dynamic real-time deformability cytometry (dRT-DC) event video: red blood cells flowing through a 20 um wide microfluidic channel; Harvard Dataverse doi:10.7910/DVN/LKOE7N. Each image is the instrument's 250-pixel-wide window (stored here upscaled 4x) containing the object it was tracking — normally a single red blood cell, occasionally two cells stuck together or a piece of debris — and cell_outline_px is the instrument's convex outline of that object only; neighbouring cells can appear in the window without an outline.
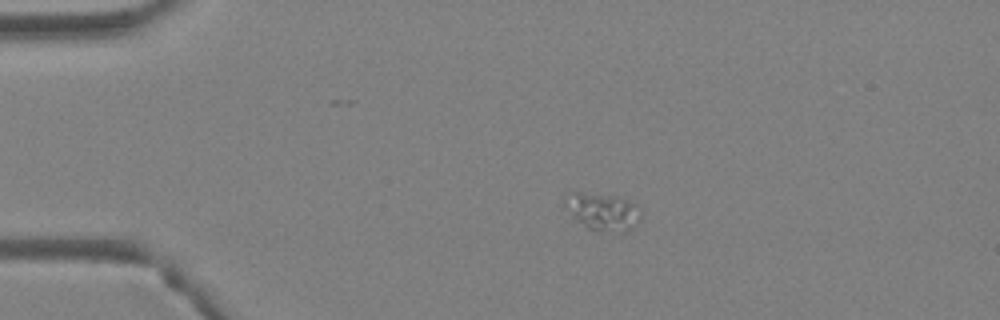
{"species": "Egyptian fruit bat (a non-hibernating species)", "species_latin": "Rousettus aegyptiacus", "temperature_condition": "warm", "stored_images_in_passage": 4, "camera_frame_rate_fps": 3000, "um_per_image_px": 0.085, "animal": {"sex": "female"}, "frame": {"image": 1, "passage_image": 3, "time_ms": 0.667, "image_size_px": [1000, 320], "cell_outline_px": [[644, 208], [636, 224], [628, 232], [620, 232], [588, 228], [576, 220], [564, 208], [564, 196], [568, 192], [580, 192], [612, 196], [636, 204]], "centroid_in_image_um": [51.21, 17.98], "position_along_channel_um": 33.8, "area_um2": 16.53}}